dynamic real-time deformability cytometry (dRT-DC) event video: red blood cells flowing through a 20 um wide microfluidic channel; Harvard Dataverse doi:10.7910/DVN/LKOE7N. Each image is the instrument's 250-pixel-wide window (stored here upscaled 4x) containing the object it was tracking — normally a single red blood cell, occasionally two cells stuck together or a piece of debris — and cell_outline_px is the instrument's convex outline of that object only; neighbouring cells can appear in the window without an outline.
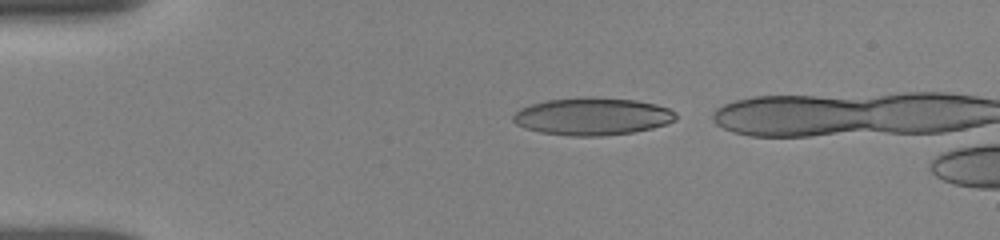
{"species": "human", "species_latin": "Homo sapiens", "temperature_condition": "room temperature", "stored_images_in_passage": 6, "camera_frame_rate_fps": 3000, "um_per_image_px": 0.085, "donor": {"sex": "female"}, "frame": {"image": 1, "passage_image": 1, "time_ms": 0.0, "image_size_px": [1000, 240], "cell_outline_px": [[676, 120], [668, 124], [652, 128], [632, 132], [600, 136], [572, 136], [540, 132], [524, 128], [516, 124], [512, 120], [512, 116], [520, 108], [532, 104], [548, 100], [580, 96], [592, 96], [636, 100], [656, 104], [668, 108], [676, 112]], "centroid_in_image_um": [50.36, 9.88], "position_along_channel_um": 34.6, "area_um2": 35.84}}
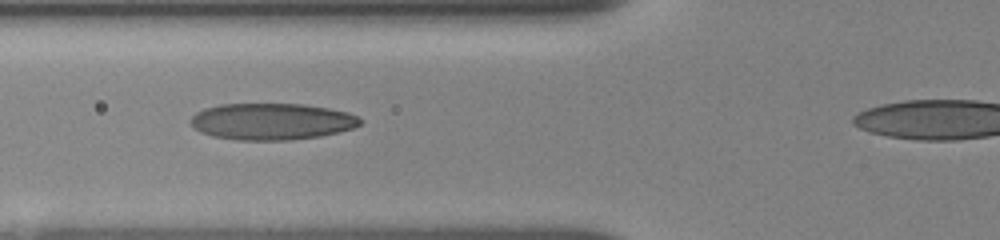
{"frame": {"image": 2, "passage_image": 4, "time_ms": 3.0, "image_size_px": [1000, 240], "cell_outline_px": [[364, 120], [360, 124], [352, 128], [340, 132], [320, 136], [288, 140], [236, 140], [212, 136], [200, 132], [192, 124], [192, 116], [196, 112], [204, 108], [220, 104], [304, 104], [328, 108], [348, 112]], "centroid_in_image_um": [23.11, 10.32], "position_along_channel_um": 102.7, "area_um2": 36.18}}
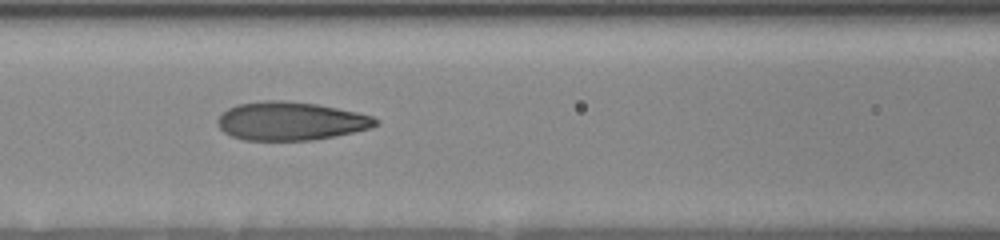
{"frame": {"image": 3, "passage_image": 5, "time_ms": 4.0, "image_size_px": [1000, 240], "cell_outline_px": [[380, 120], [376, 124], [368, 128], [336, 136], [312, 140], [244, 140], [232, 136], [224, 132], [220, 128], [216, 120], [228, 108], [240, 104], [264, 100], [284, 100], [316, 104], [356, 112], [372, 116]], "centroid_in_image_um": [24.69, 10.29], "position_along_channel_um": 141.9, "area_um2": 35.08}}